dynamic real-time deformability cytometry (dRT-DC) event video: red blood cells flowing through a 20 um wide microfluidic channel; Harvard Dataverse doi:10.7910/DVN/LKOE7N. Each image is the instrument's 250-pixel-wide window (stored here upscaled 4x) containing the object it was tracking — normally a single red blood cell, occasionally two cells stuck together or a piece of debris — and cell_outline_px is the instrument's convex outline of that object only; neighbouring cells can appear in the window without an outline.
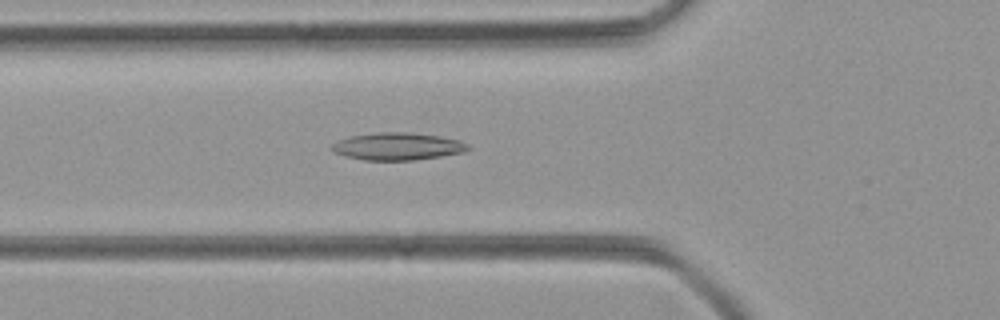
{"species": "common noctule bat (a hibernating species)", "species_latin": "Nyctalus noctula", "temperature_condition": "room temperature", "stored_images_in_passage": 42, "camera_frame_rate_fps": 3000, "um_per_image_px": 0.085, "animal": {"sex": "female", "body_mass_g": 21.9}, "frame": {"image": 1, "passage_image": 10, "time_ms": 3.0, "image_size_px": [1000, 320], "cell_outline_px": [[464, 148], [456, 152], [432, 156], [404, 160], [372, 160], [352, 156], [340, 152], [352, 140], [360, 136], [432, 136], [452, 140]], "centroid_in_image_um": [33.96, 12.53], "position_along_channel_um": 91.8, "area_um2": 16.7}}
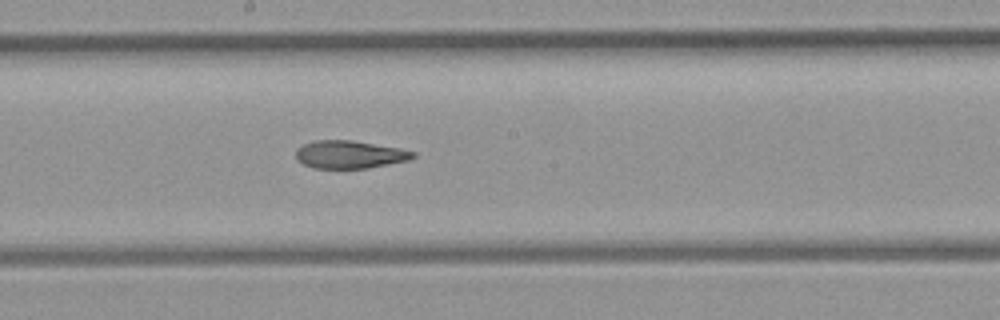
{"frame": {"image": 2, "passage_image": 19, "time_ms": 6.0, "image_size_px": [1000, 320], "cell_outline_px": [[412, 156], [400, 160], [360, 168], [320, 168], [308, 164], [300, 160], [296, 156], [296, 152], [300, 148], [308, 144], [328, 140], [340, 140], [368, 144], [392, 148], [412, 152]], "centroid_in_image_um": [29.6, 13.14], "position_along_channel_um": 218.6, "area_um2": 16.82}}
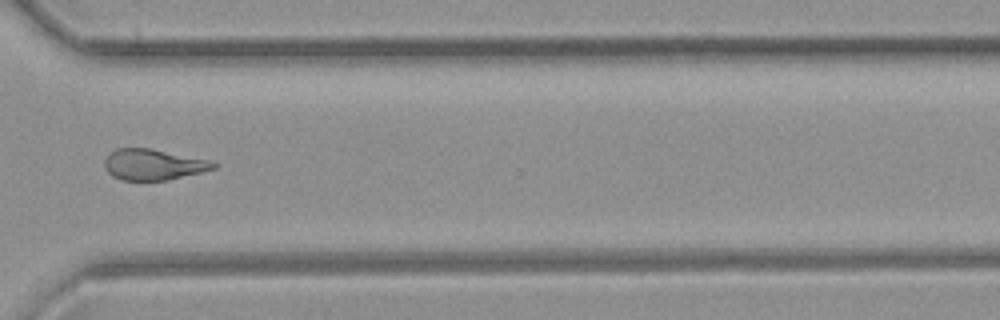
{"frame": {"image": 3, "passage_image": 29, "time_ms": 9.333, "image_size_px": [1000, 320], "cell_outline_px": [[216, 164], [212, 168], [164, 180], [124, 180], [116, 176], [108, 168], [108, 156], [112, 152], [120, 148], [144, 148]], "centroid_in_image_um": [12.92, 14.0], "position_along_channel_um": 357.7, "area_um2": 17.46}}